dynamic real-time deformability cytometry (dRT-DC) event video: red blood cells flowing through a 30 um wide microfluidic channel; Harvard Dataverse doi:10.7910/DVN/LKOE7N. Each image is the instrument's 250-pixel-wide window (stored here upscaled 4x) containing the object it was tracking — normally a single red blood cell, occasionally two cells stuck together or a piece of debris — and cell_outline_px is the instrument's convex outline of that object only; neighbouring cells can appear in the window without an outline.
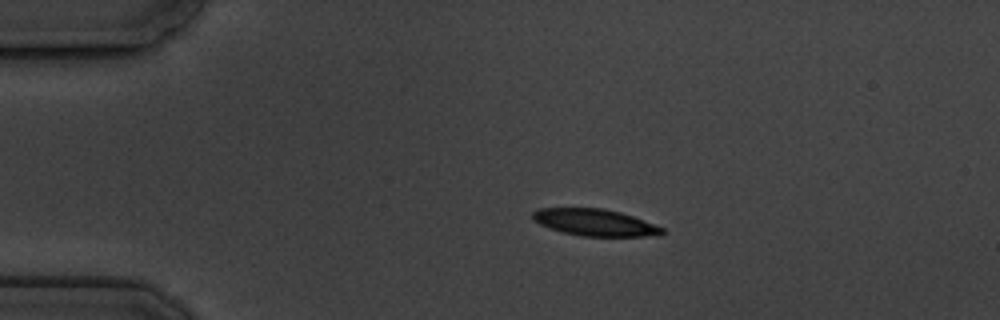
{"species": "common noctule bat (a hibernating species)", "species_latin": "Nyctalus noctula", "temperature_condition": "cold", "stored_images_in_passage": 5, "camera_frame_rate_fps": 3000, "um_per_image_px": 0.085, "animal": {"sex": "male", "body_mass_g": 19.5, "forearm_length_mm": 54.6}, "frame": {"image": 1, "passage_image": 3, "time_ms": 2.333, "image_size_px": [1000, 320], "cell_outline_px": [[664, 232], [660, 236], [580, 236], [548, 228], [532, 220], [532, 212], [536, 208], [604, 208], [620, 212], [632, 216], [664, 228]], "centroid_in_image_um": [50.54, 18.91], "position_along_channel_um": 34.5, "area_um2": 20.29}}
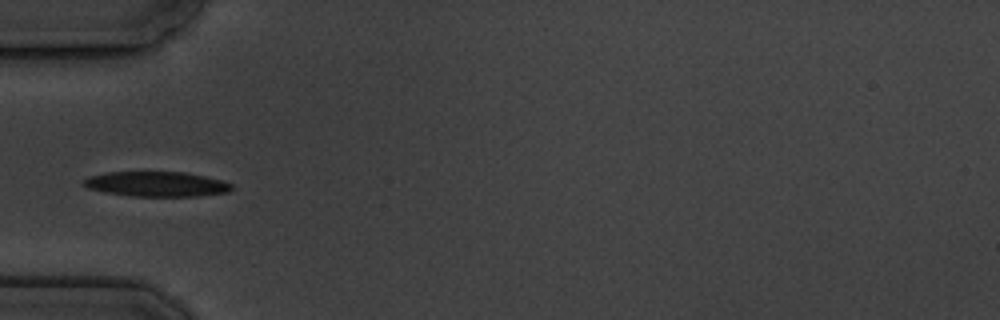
{"frame": {"image": 2, "passage_image": 5, "time_ms": 4.667, "image_size_px": [1000, 320], "cell_outline_px": [[232, 188], [228, 192], [200, 196], [132, 196], [104, 192], [88, 188], [80, 184], [80, 180], [88, 176], [108, 172], [188, 172], [220, 180], [232, 184]], "centroid_in_image_um": [13.24, 15.64], "position_along_channel_um": 71.8, "area_um2": 21.68}}